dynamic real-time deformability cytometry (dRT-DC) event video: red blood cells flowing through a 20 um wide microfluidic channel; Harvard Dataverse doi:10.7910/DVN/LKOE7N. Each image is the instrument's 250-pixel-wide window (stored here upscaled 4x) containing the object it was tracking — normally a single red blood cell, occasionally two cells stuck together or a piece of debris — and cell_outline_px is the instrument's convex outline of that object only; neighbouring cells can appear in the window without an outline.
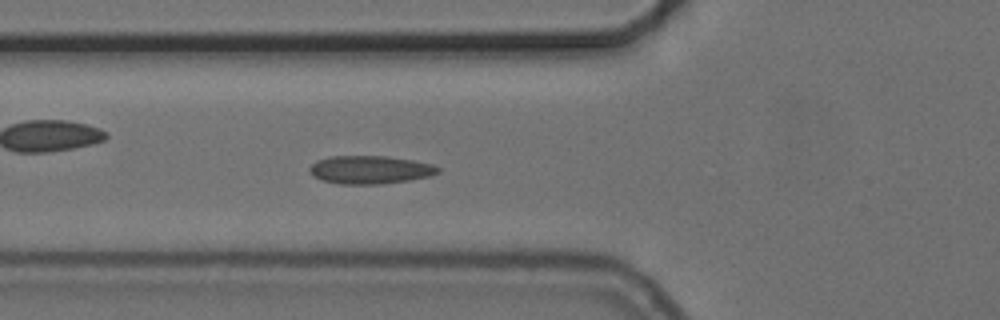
{"species": "common noctule bat (a hibernating species)", "species_latin": "Nyctalus noctula", "temperature_condition": "cold", "stored_images_in_passage": 39, "camera_frame_rate_fps": 3000, "um_per_image_px": 0.085, "animal": {"sex": "female", "body_mass_g": 24.6, "forearm_length_mm": 56.2}, "frame": {"image": 1, "passage_image": 3, "time_ms": 0.667, "image_size_px": [1000, 320], "cell_outline_px": [[440, 172], [432, 176], [408, 180], [380, 184], [340, 184], [324, 180], [312, 176], [308, 172], [308, 168], [316, 160], [328, 156], [388, 156], [412, 160], [432, 164], [440, 168]], "centroid_in_image_um": [31.44, 14.42], "position_along_channel_um": 94.4, "area_um2": 21.21}}
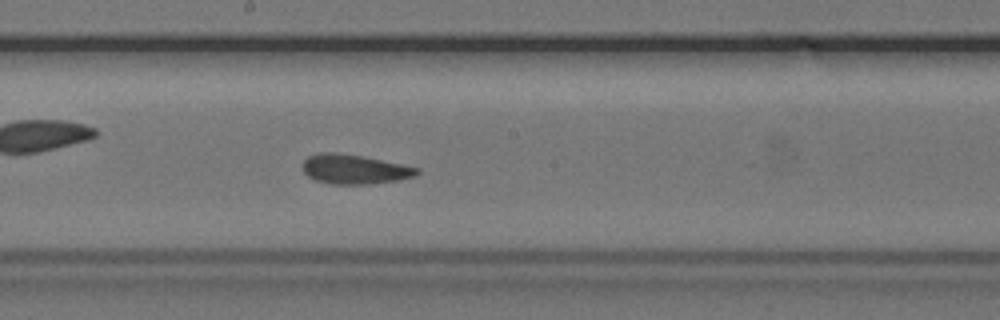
{"frame": {"image": 2, "passage_image": 13, "time_ms": 4.0, "image_size_px": [1000, 320], "cell_outline_px": [[420, 172], [416, 176], [396, 180], [372, 184], [332, 184], [316, 180], [308, 176], [304, 172], [304, 160], [308, 156], [320, 152], [336, 152], [364, 156], [420, 168]], "centroid_in_image_um": [30.15, 14.38], "position_along_channel_um": 218.1, "area_um2": 19.65}}
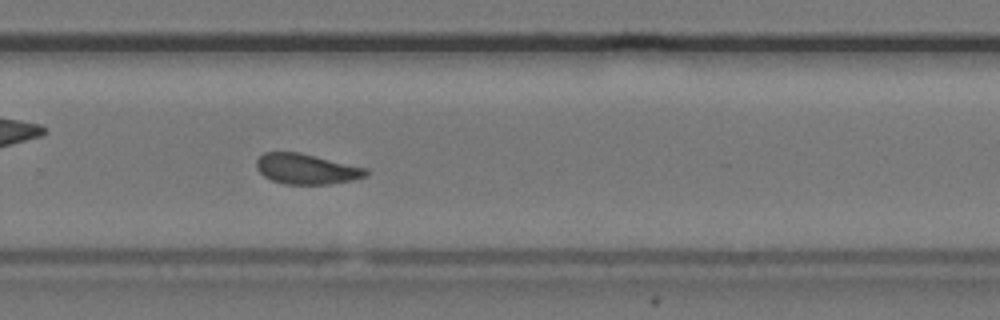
{"frame": {"image": 3, "passage_image": 20, "time_ms": 6.333, "image_size_px": [1000, 320], "cell_outline_px": [[368, 176], [352, 180], [328, 184], [284, 184], [272, 180], [264, 176], [256, 168], [256, 160], [264, 152], [300, 152], [368, 168]], "centroid_in_image_um": [26.06, 14.35], "position_along_channel_um": 303.7, "area_um2": 19.48}, "authors_computed_cell_mechanics": {"area_um2": 19.5364, "velocity_mm_per_s": 3.6948, "shape_relaxation_time_tau1_ms": null, "shape_relaxation_time_tau2_ms": 1.9126, "deformation_change_tau1": null, "deformation_change_tau2": 0.0553}}